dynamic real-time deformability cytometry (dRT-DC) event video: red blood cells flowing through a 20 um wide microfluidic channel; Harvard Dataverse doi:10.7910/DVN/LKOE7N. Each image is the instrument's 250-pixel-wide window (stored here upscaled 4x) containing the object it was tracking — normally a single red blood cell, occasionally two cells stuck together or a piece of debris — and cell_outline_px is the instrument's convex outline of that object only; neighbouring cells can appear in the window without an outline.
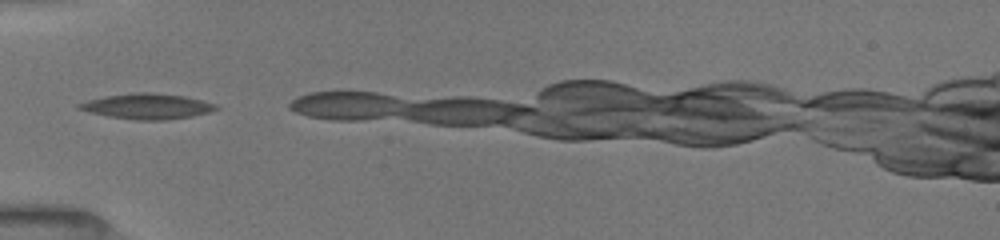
{"species": "common noctule bat (a hibernating species)", "species_latin": "Nyctalus noctula", "temperature_condition": "room temperature", "stored_images_in_passage": 19, "camera_frame_rate_fps": 3000, "um_per_image_px": 0.085, "animal": {"sex": "female", "body_mass_g": 19.5, "forearm_length_mm": 54.1}, "frame": {"image": 1, "passage_image": 1, "time_ms": 0.0, "image_size_px": [1000, 240], "cell_outline_px": [[220, 108], [208, 112], [192, 116], [164, 120], [136, 120], [108, 116], [76, 108], [76, 104], [88, 100], [104, 96], [132, 92], [152, 92], [184, 96], [216, 104]], "centroid_in_image_um": [12.49, 9.02], "position_along_channel_um": 72.5, "area_um2": 20.23}}